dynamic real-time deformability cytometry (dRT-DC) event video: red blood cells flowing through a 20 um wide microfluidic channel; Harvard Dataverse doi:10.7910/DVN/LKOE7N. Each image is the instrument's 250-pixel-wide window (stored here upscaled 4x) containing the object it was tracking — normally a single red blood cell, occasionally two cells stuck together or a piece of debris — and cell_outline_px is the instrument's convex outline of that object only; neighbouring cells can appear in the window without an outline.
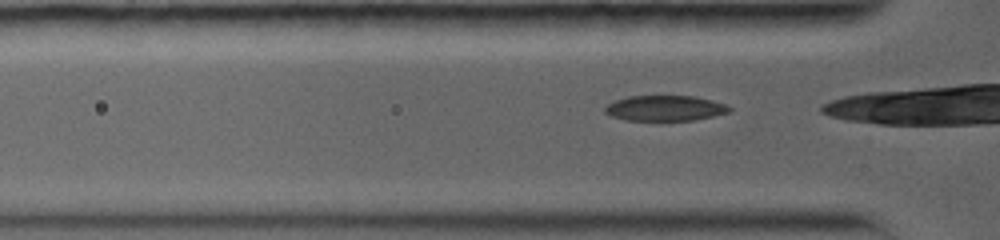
{"species": "common noctule bat (a hibernating species)", "species_latin": "Nyctalus noctula", "temperature_condition": "warm", "stored_images_in_passage": 45, "camera_frame_rate_fps": 5000, "um_per_image_px": 0.085, "animal": {"sex": "female", "body_mass_g": 19.0, "forearm_length_mm": 56.7}, "frame": {"image": 1, "passage_image": 3, "time_ms": 0.4, "image_size_px": [1000, 240], "cell_outline_px": [[732, 108], [728, 112], [712, 116], [692, 120], [624, 120], [612, 116], [604, 112], [604, 108], [608, 104], [616, 100], [628, 96], [696, 96], [712, 100], [724, 104]], "centroid_in_image_um": [56.5, 9.19], "position_along_channel_um": 69.3, "area_um2": 18.26}}
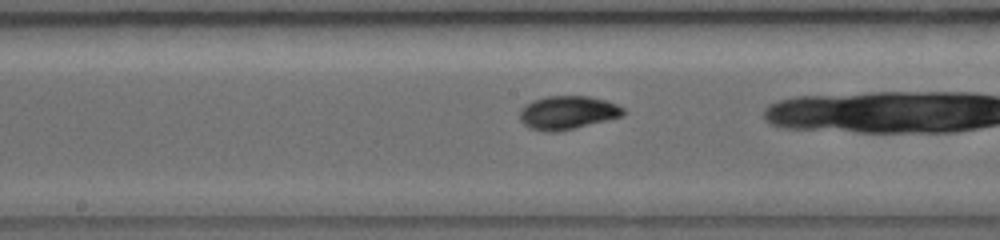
{"frame": {"image": 2, "passage_image": 20, "time_ms": 3.8, "image_size_px": [1000, 240], "cell_outline_px": [[624, 116], [556, 132], [548, 132], [528, 128], [520, 120], [520, 108], [524, 104], [532, 100], [548, 96], [588, 96], [604, 100], [616, 104], [624, 108]], "centroid_in_image_um": [48.21, 9.57], "position_along_channel_um": 200.0, "area_um2": 20.17}}
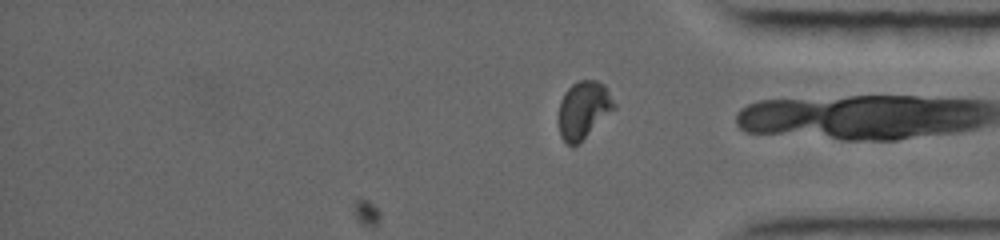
{"frame": {"image": 3, "passage_image": 45, "time_ms": 8.8, "image_size_px": [1000, 240], "cell_outline_px": [[616, 108], [576, 144], [568, 144], [560, 136], [560, 100], [564, 92], [572, 84], [580, 80], [596, 80], [604, 84], [616, 104]], "centroid_in_image_um": [49.62, 9.28], "position_along_channel_um": 385.6, "area_um2": 18.09}}